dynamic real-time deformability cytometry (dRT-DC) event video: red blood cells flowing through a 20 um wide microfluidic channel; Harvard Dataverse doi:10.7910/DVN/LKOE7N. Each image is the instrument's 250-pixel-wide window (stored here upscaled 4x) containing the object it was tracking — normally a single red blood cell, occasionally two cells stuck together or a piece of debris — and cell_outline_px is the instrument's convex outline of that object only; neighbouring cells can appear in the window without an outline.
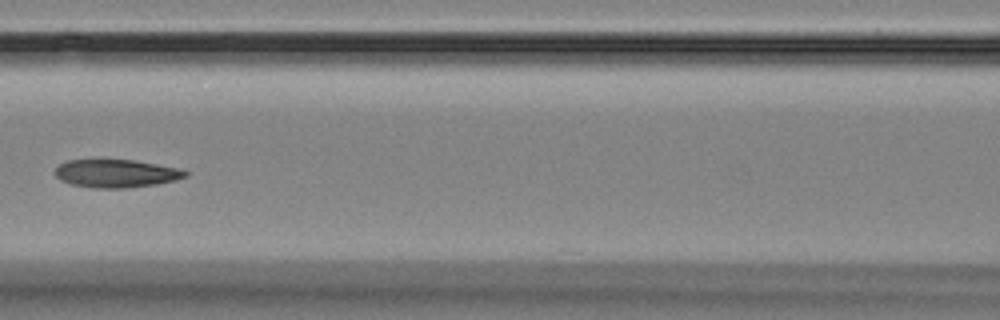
{"species": "Egyptian fruit bat (a non-hibernating species)", "species_latin": "Rousettus aegyptiacus", "temperature_condition": "room temperature", "stored_images_in_passage": 8, "camera_frame_rate_fps": 3000, "um_per_image_px": 0.085, "animal": {"sex": "female"}, "frame": {"image": 1, "passage_image": 7, "time_ms": 8.0, "image_size_px": [1000, 320], "cell_outline_px": [[188, 176], [176, 180], [156, 184], [124, 188], [92, 188], [72, 184], [60, 180], [56, 176], [56, 168], [60, 164], [68, 160], [132, 160], [180, 168], [188, 172]], "centroid_in_image_um": [9.9, 14.75], "position_along_channel_um": 156.7, "area_um2": 21.15}}
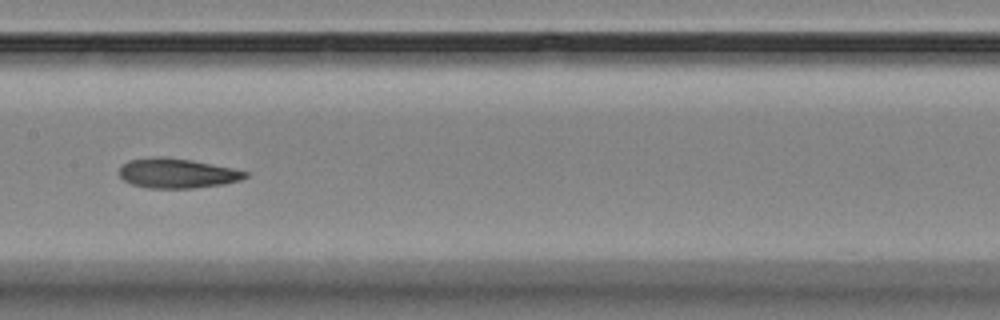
{"frame": {"image": 2, "passage_image": 8, "time_ms": 9.0, "image_size_px": [1000, 320], "cell_outline_px": [[248, 176], [240, 180], [224, 184], [192, 188], [148, 188], [132, 184], [124, 180], [120, 176], [120, 164], [128, 160], [152, 156], [164, 156], [192, 160], [232, 168], [248, 172]], "centroid_in_image_um": [15.02, 14.71], "position_along_channel_um": 192.4, "area_um2": 21.96}}